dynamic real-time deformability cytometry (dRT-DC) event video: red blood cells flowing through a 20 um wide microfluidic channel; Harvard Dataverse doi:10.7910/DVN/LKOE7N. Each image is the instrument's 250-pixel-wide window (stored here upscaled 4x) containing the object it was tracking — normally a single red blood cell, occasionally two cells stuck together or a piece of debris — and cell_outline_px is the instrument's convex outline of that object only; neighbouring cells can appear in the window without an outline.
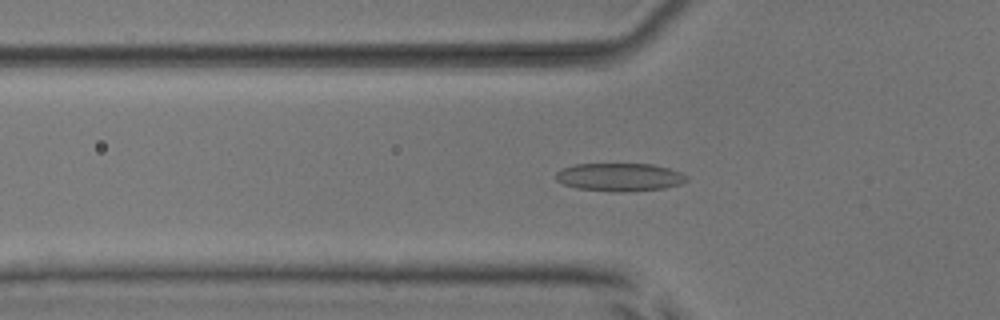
{"species": "common noctule bat (a hibernating species)", "species_latin": "Nyctalus noctula", "temperature_condition": "room temperature", "stored_images_in_passage": 54, "camera_frame_rate_fps": 3000, "um_per_image_px": 0.085, "animal": {"sex": "male", "body_mass_g": 17.9, "forearm_length_mm": 54.2}, "frame": {"image": 1, "passage_image": 19, "time_ms": 6.0, "image_size_px": [1000, 320], "cell_outline_px": [[688, 180], [680, 184], [664, 188], [624, 192], [612, 192], [576, 188], [564, 184], [556, 180], [556, 172], [564, 168], [576, 164], [652, 164], [668, 168], [680, 172], [688, 176]], "centroid_in_image_um": [52.68, 15.06], "position_along_channel_um": 73.1, "area_um2": 21.39}}
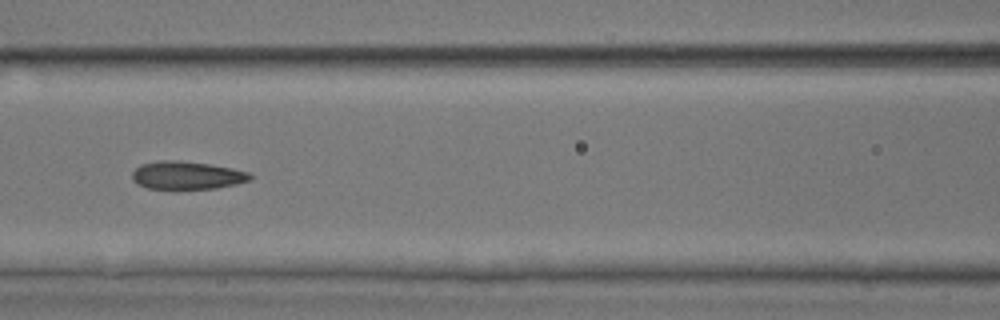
{"frame": {"image": 2, "passage_image": 25, "time_ms": 8.0, "image_size_px": [1000, 320], "cell_outline_px": [[252, 180], [236, 184], [216, 188], [176, 192], [148, 188], [136, 184], [132, 180], [132, 172], [140, 164], [160, 160], [180, 160], [212, 164], [232, 168], [248, 172], [252, 176]], "centroid_in_image_um": [15.85, 14.94], "position_along_channel_um": 150.7, "area_um2": 20.29}}
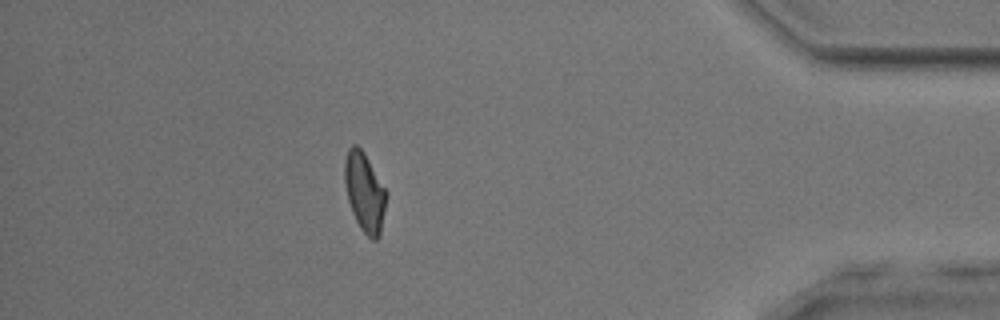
{"frame": {"image": 3, "passage_image": 48, "time_ms": 15.667, "image_size_px": [1000, 320], "cell_outline_px": [[388, 192], [380, 236], [376, 240], [372, 240], [360, 228], [352, 212], [348, 200], [344, 184], [344, 160], [348, 148], [352, 144], [356, 144], [364, 152]], "centroid_in_image_um": [30.99, 16.31], "position_along_channel_um": 404.2, "area_um2": 19.48}, "authors_computed_cell_mechanics": {"area_um2": 19.7676, "velocity_mm_per_s": 3.868, "shape_relaxation_time_tau1_ms": 2.6433, "shape_relaxation_time_tau2_ms": 1.5664, "deformation_change_tau1": 0.1346, "deformation_change_tau2": 0.0947}}